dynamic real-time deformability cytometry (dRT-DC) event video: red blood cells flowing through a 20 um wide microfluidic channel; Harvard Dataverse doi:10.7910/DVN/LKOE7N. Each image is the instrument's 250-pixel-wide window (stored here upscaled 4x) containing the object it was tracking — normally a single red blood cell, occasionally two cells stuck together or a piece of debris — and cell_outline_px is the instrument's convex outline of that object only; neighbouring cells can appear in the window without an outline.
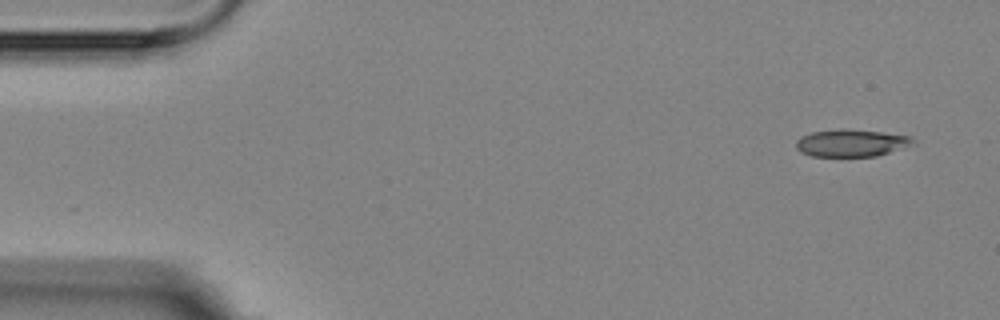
{"species": "Egyptian fruit bat (a non-hibernating species)", "species_latin": "Rousettus aegyptiacus", "temperature_condition": "room temperature", "stored_images_in_passage": 4, "camera_frame_rate_fps": 3000, "um_per_image_px": 0.085, "animal": {"sex": "female"}, "frame": {"image": 1, "passage_image": 1, "time_ms": 0.0, "image_size_px": [1000, 320], "cell_outline_px": [[916, 140], [888, 152], [876, 156], [812, 156], [800, 152], [796, 148], [796, 140], [800, 136], [812, 132], [840, 128], [844, 128], [880, 132], [912, 136]], "centroid_in_image_um": [72.26, 12.14], "position_along_channel_um": 12.7, "area_um2": 18.32}}
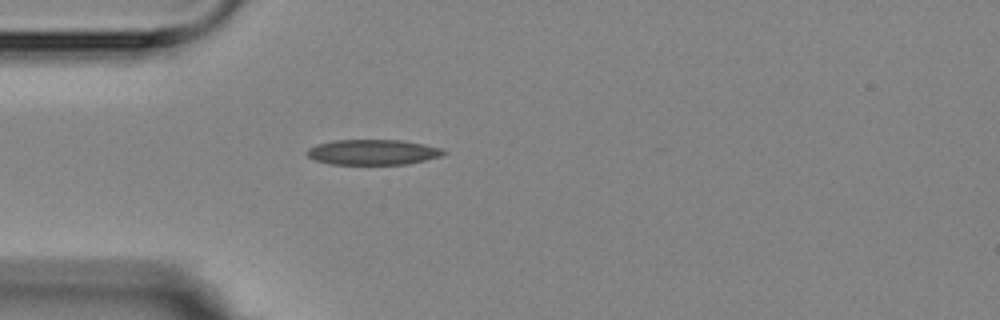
{"frame": {"image": 2, "passage_image": 4, "time_ms": 4.0, "image_size_px": [1000, 320], "cell_outline_px": [[448, 152], [440, 156], [408, 164], [332, 164], [316, 160], [308, 156], [304, 152], [308, 148], [316, 144], [332, 140], [400, 140], [424, 144], [444, 148]], "centroid_in_image_um": [31.69, 12.92], "position_along_channel_um": 53.3, "area_um2": 20.23}}